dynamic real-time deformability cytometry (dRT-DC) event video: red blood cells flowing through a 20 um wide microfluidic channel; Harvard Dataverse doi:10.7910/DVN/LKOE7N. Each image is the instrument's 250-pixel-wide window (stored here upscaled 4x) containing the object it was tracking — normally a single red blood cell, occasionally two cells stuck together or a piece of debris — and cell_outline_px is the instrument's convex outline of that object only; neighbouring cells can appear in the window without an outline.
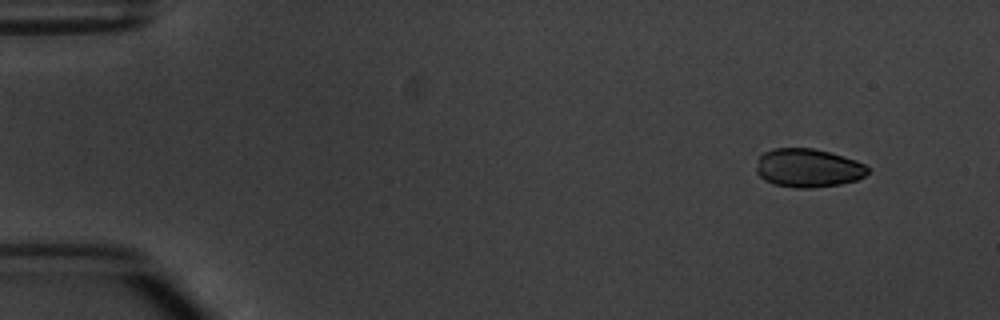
{"species": "common noctule bat (a hibernating species)", "species_latin": "Nyctalus noctula", "temperature_condition": "warm", "stored_images_in_passage": 5, "camera_frame_rate_fps": 3000, "um_per_image_px": 0.085, "animal": {"sex": "male", "body_mass_g": 20.1, "forearm_length_mm": 53.5}, "frame": {"image": 1, "passage_image": 1, "time_ms": 0.0, "image_size_px": [1000, 320], "cell_outline_px": [[868, 172], [864, 176], [856, 180], [840, 184], [812, 188], [796, 188], [772, 184], [764, 180], [756, 172], [756, 168], [760, 156], [764, 152], [772, 148], [812, 148], [828, 152], [856, 160], [864, 164], [868, 168]], "centroid_in_image_um": [68.66, 14.28], "position_along_channel_um": 16.3, "area_um2": 25.03}}
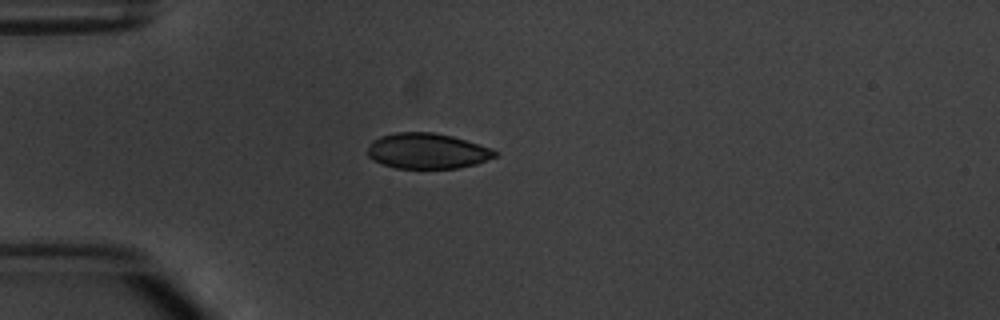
{"frame": {"image": 2, "passage_image": 3, "time_ms": 3.333, "image_size_px": [1000, 320], "cell_outline_px": [[496, 156], [476, 164], [456, 168], [396, 168], [372, 160], [368, 156], [368, 148], [372, 140], [380, 136], [396, 132], [432, 132], [452, 136], [492, 148], [496, 152]], "centroid_in_image_um": [36.29, 12.83], "position_along_channel_um": 48.7, "area_um2": 26.24}}